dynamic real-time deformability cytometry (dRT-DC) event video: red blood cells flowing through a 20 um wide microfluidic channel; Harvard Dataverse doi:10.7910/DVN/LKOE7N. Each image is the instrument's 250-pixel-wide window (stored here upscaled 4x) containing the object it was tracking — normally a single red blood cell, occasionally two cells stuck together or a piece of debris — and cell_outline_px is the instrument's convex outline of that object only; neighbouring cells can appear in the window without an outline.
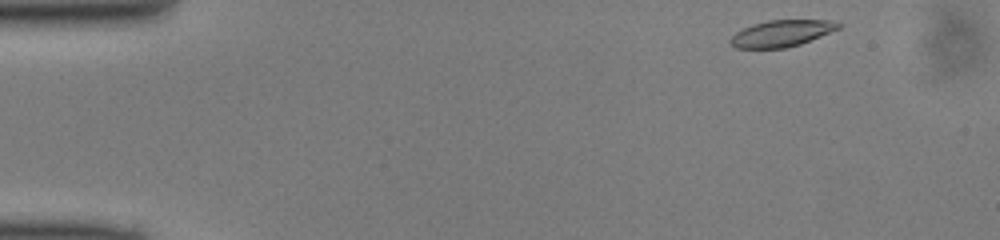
{"species": "common noctule bat (a hibernating species)", "species_latin": "Nyctalus noctula", "temperature_condition": "cold", "stored_images_in_passage": 45, "camera_frame_rate_fps": 3000, "um_per_image_px": 0.085, "animal": {"sex": "male", "body_mass_g": 13.0, "forearm_length_mm": 53.1}, "frame": {"image": 1, "passage_image": 1, "time_ms": 0.0, "image_size_px": [1000, 240], "cell_outline_px": [[840, 28], [800, 44], [784, 48], [736, 48], [728, 40], [736, 32], [752, 24], [768, 20], [828, 20], [840, 24]], "centroid_in_image_um": [66.4, 2.83], "position_along_channel_um": 18.6, "area_um2": 16.47}}
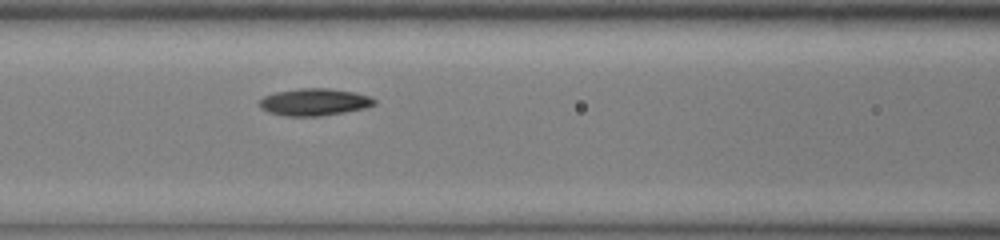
{"frame": {"image": 2, "passage_image": 17, "time_ms": 5.333, "image_size_px": [1000, 240], "cell_outline_px": [[376, 104], [364, 108], [344, 112], [320, 116], [284, 116], [268, 112], [260, 108], [260, 100], [264, 96], [276, 92], [300, 88], [328, 88], [356, 92], [368, 96], [376, 100]], "centroid_in_image_um": [26.71, 8.67], "position_along_channel_um": 139.9, "area_um2": 18.15}}
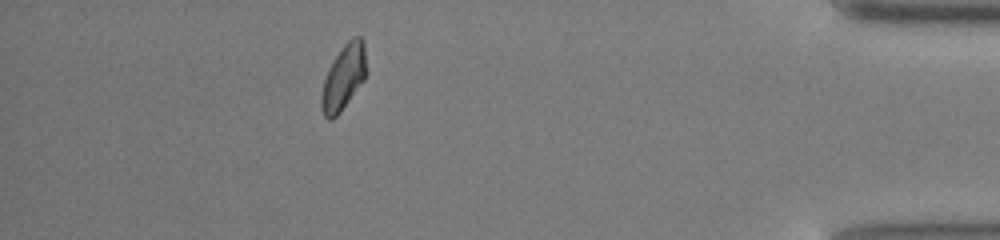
{"frame": {"image": 3, "passage_image": 40, "time_ms": 13.0, "image_size_px": [1000, 240], "cell_outline_px": [[368, 72], [364, 80], [340, 112], [332, 120], [328, 120], [324, 116], [320, 108], [320, 96], [324, 80], [328, 68], [332, 60], [344, 44], [352, 36], [360, 36], [364, 40]], "centroid_in_image_um": [29.21, 6.55], "position_along_channel_um": 406.0, "area_um2": 17.51}}